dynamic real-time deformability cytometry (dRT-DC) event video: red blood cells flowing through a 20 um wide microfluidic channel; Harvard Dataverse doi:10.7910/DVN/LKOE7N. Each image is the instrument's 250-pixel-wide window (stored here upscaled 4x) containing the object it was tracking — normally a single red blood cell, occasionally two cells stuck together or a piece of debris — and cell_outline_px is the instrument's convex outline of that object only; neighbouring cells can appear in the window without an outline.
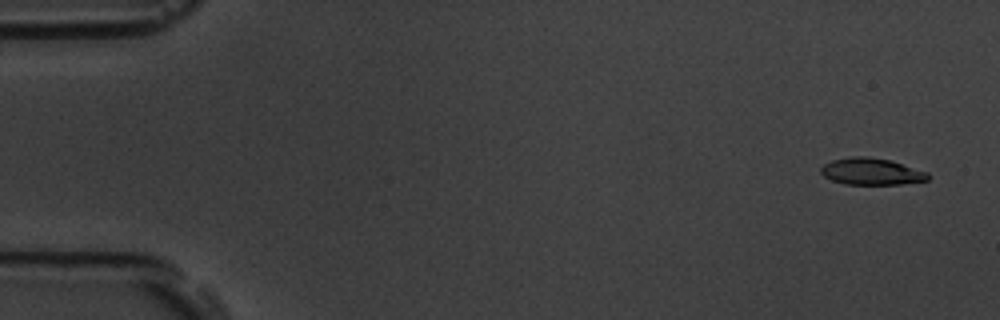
{"species": "common noctule bat (a hibernating species)", "species_latin": "Nyctalus noctula", "temperature_condition": "room temperature", "stored_images_in_passage": 54, "camera_frame_rate_fps": 3000, "um_per_image_px": 0.085, "animal": {"sex": "male", "body_mass_g": 19.5, "forearm_length_mm": 54.6}, "frame": {"image": 1, "passage_image": 3, "time_ms": 0.667, "image_size_px": [1000, 320], "cell_outline_px": [[928, 180], [900, 184], [844, 184], [832, 180], [824, 176], [820, 172], [820, 168], [824, 164], [832, 160], [852, 156], [864, 156], [888, 160], [928, 172]], "centroid_in_image_um": [74.03, 14.58], "position_along_channel_um": 11.0, "area_um2": 16.47}}
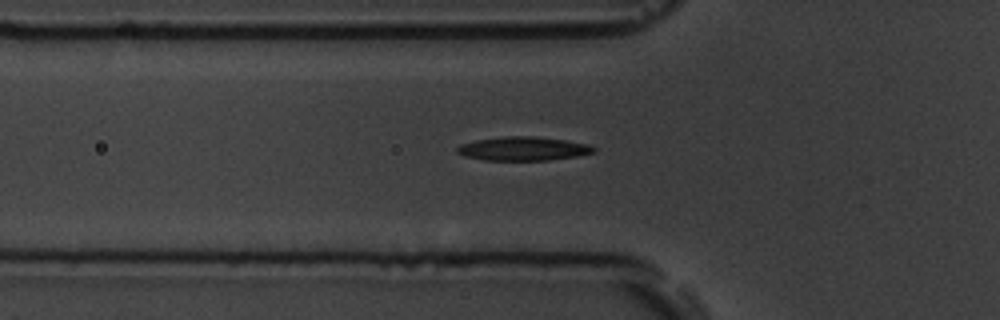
{"frame": {"image": 2, "passage_image": 19, "time_ms": 6.0, "image_size_px": [1000, 320], "cell_outline_px": [[596, 152], [580, 156], [548, 160], [484, 160], [464, 156], [456, 152], [456, 148], [460, 144], [476, 140], [504, 136], [536, 136], [564, 140], [588, 144], [596, 148]], "centroid_in_image_um": [44.48, 12.64], "position_along_channel_um": 81.3, "area_um2": 19.07}}
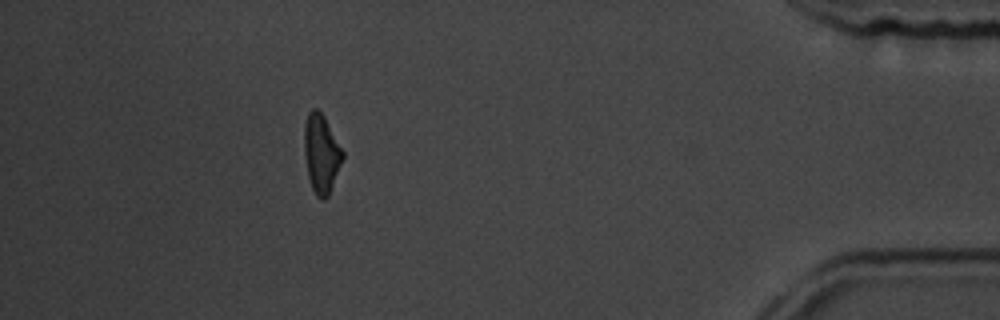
{"frame": {"image": 3, "passage_image": 49, "time_ms": 16.0, "image_size_px": [1000, 320], "cell_outline_px": [[344, 156], [328, 196], [324, 200], [320, 200], [316, 196], [312, 188], [308, 176], [304, 152], [304, 124], [308, 112], [312, 108], [316, 108], [324, 116], [344, 152]], "centroid_in_image_um": [27.3, 13.05], "position_along_channel_um": 407.9, "area_um2": 17.57}, "authors_computed_cell_mechanics": {"area_um2": 18.0047, "velocity_mm_per_s": 3.7923, "shape_relaxation_time_tau1_ms": 3.4764, "shape_relaxation_time_tau2_ms": 4.322, "deformation_change_tau1": 0.1485, "deformation_change_tau2": 0.1285}}